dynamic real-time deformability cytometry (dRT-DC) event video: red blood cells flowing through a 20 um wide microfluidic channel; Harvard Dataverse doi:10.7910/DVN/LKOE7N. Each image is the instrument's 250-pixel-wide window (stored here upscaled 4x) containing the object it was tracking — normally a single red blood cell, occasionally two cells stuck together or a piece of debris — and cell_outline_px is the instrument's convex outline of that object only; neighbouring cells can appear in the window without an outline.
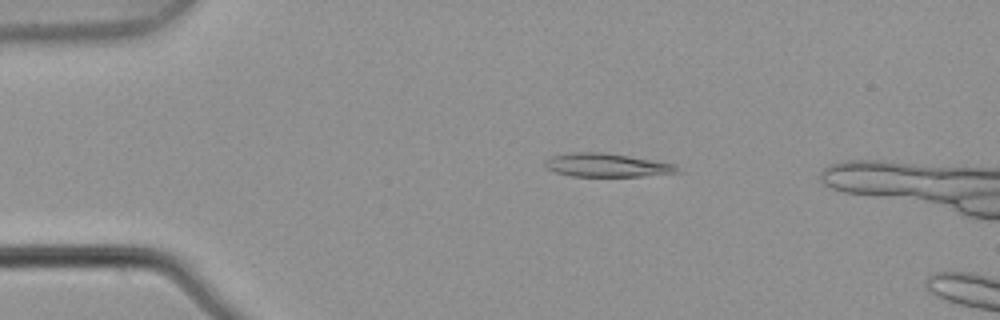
{"species": "common noctule bat (a hibernating species)", "species_latin": "Nyctalus noctula", "temperature_condition": "warm", "stored_images_in_passage": 5, "camera_frame_rate_fps": 3000, "um_per_image_px": 0.085, "animal": {"sex": "male", "body_mass_g": 21.5, "forearm_length_mm": 52.0}, "frame": {"image": 1, "passage_image": 3, "time_ms": 0.667, "image_size_px": [1000, 320], "cell_outline_px": [[684, 172], [644, 176], [572, 176], [556, 172], [548, 168], [544, 164], [544, 160], [552, 156], [572, 152], [604, 152], [676, 164]], "centroid_in_image_um": [51.63, 14.04], "position_along_channel_um": 33.4, "area_um2": 18.15}}